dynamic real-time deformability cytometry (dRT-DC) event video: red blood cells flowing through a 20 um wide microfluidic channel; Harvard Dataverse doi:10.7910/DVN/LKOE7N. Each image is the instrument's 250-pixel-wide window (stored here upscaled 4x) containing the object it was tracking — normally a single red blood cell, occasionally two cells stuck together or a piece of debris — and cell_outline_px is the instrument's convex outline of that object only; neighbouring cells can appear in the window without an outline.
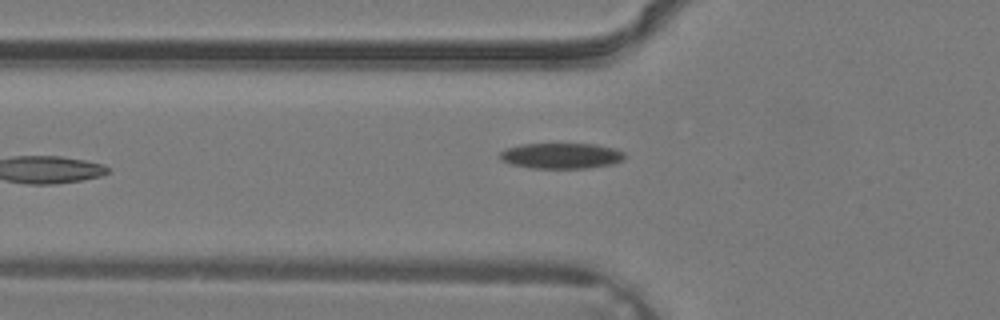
{"species": "common noctule bat (a hibernating species)", "species_latin": "Nyctalus noctula", "temperature_condition": "warm", "stored_images_in_passage": 3, "camera_frame_rate_fps": 3000, "um_per_image_px": 0.085, "animal": {"sex": "male", "body_mass_g": 19.2, "forearm_length_mm": 51.8}, "frame": {"image": 1, "passage_image": 3, "time_ms": 0.667, "image_size_px": [1000, 320], "cell_outline_px": [[628, 156], [624, 160], [612, 164], [588, 168], [532, 168], [512, 164], [500, 160], [500, 152], [508, 148], [524, 144], [596, 144], [616, 148], [624, 152]], "centroid_in_image_um": [47.78, 13.24], "position_along_channel_um": 78.0, "area_um2": 18.73}}